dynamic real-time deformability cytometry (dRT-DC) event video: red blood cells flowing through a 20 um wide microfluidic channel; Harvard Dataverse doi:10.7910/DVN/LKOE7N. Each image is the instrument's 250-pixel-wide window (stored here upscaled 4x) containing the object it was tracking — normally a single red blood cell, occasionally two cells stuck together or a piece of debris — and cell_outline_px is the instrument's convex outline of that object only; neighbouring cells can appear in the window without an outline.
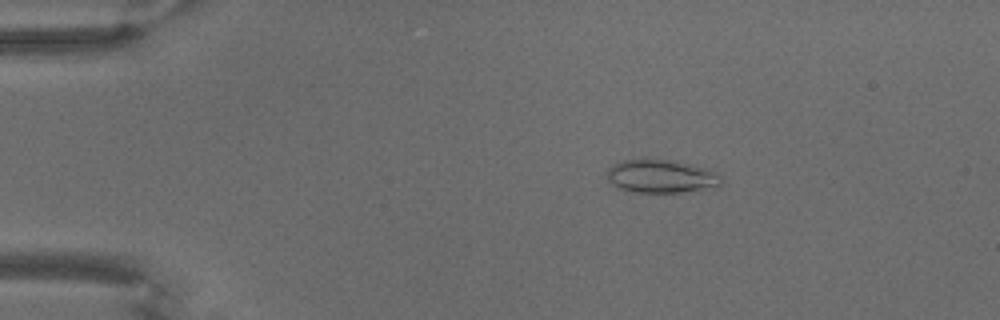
{"species": "common noctule bat (a hibernating species)", "species_latin": "Nyctalus noctula", "temperature_condition": "warm", "stored_images_in_passage": 70, "camera_frame_rate_fps": 3000, "um_per_image_px": 0.085, "animal": {"sex": "male", "body_mass_g": 18.8}, "frame": {"image": 1, "passage_image": 13, "time_ms": 4.0, "image_size_px": [1000, 320], "cell_outline_px": [[720, 184], [680, 192], [632, 192], [620, 188], [608, 180], [608, 168], [612, 164], [624, 160], [672, 160], [692, 164], [708, 168], [716, 172], [720, 176]], "centroid_in_image_um": [56.16, 14.97], "position_along_channel_um": 28.8, "area_um2": 21.56}}
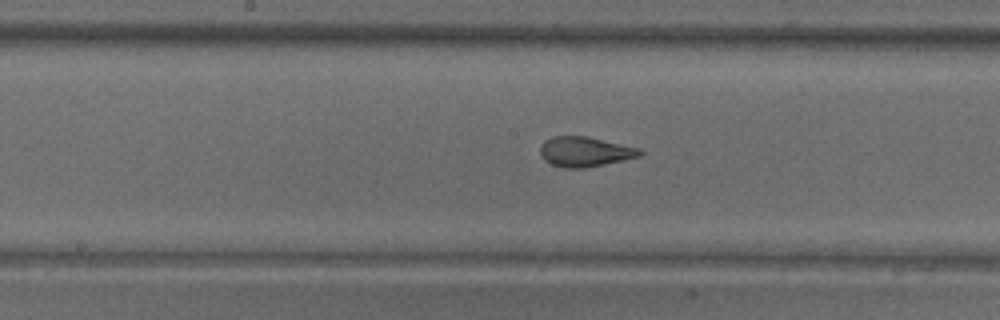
{"frame": {"image": 2, "passage_image": 37, "time_ms": 12.0, "image_size_px": [1000, 320], "cell_outline_px": [[644, 152], [640, 156], [624, 160], [584, 168], [564, 168], [552, 164], [544, 160], [540, 156], [540, 144], [544, 140], [552, 136], [588, 136], [640, 148]], "centroid_in_image_um": [49.7, 12.88], "position_along_channel_um": 198.5, "area_um2": 17.57}}
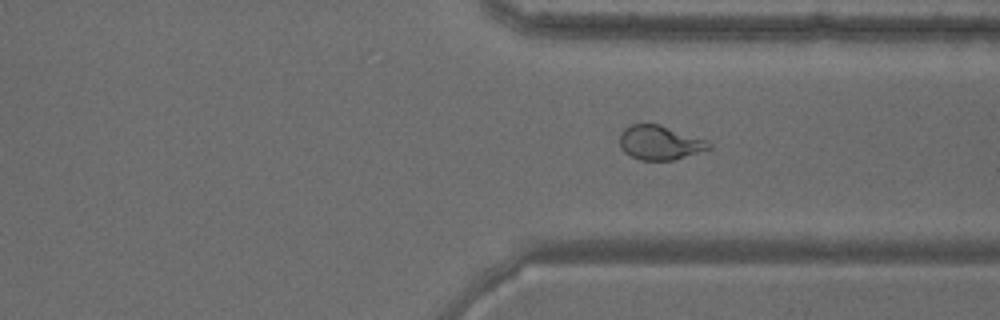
{"frame": {"image": 3, "passage_image": 53, "time_ms": 17.333, "image_size_px": [1000, 320], "cell_outline_px": [[712, 148], [672, 160], [640, 160], [624, 152], [620, 148], [620, 132], [624, 128], [632, 124], [660, 124], [708, 140], [712, 144]], "centroid_in_image_um": [56.09, 12.11], "position_along_channel_um": 355.3, "area_um2": 17.86}}